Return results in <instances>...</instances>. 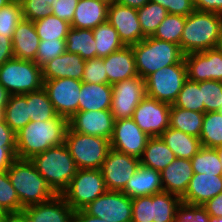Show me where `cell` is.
<instances>
[{
	"label": "cell",
	"mask_w": 222,
	"mask_h": 222,
	"mask_svg": "<svg viewBox=\"0 0 222 222\" xmlns=\"http://www.w3.org/2000/svg\"><path fill=\"white\" fill-rule=\"evenodd\" d=\"M150 138L132 118L115 120L110 139L111 148L141 158Z\"/></svg>",
	"instance_id": "15"
},
{
	"label": "cell",
	"mask_w": 222,
	"mask_h": 222,
	"mask_svg": "<svg viewBox=\"0 0 222 222\" xmlns=\"http://www.w3.org/2000/svg\"><path fill=\"white\" fill-rule=\"evenodd\" d=\"M175 158V154L161 137H150L140 158V163L144 167L161 172Z\"/></svg>",
	"instance_id": "28"
},
{
	"label": "cell",
	"mask_w": 222,
	"mask_h": 222,
	"mask_svg": "<svg viewBox=\"0 0 222 222\" xmlns=\"http://www.w3.org/2000/svg\"><path fill=\"white\" fill-rule=\"evenodd\" d=\"M204 113L170 107L169 127L180 130L186 134L200 137Z\"/></svg>",
	"instance_id": "32"
},
{
	"label": "cell",
	"mask_w": 222,
	"mask_h": 222,
	"mask_svg": "<svg viewBox=\"0 0 222 222\" xmlns=\"http://www.w3.org/2000/svg\"><path fill=\"white\" fill-rule=\"evenodd\" d=\"M199 139L203 147L218 148L222 146V112L204 113Z\"/></svg>",
	"instance_id": "35"
},
{
	"label": "cell",
	"mask_w": 222,
	"mask_h": 222,
	"mask_svg": "<svg viewBox=\"0 0 222 222\" xmlns=\"http://www.w3.org/2000/svg\"><path fill=\"white\" fill-rule=\"evenodd\" d=\"M103 58L85 60L82 82L93 84H108Z\"/></svg>",
	"instance_id": "47"
},
{
	"label": "cell",
	"mask_w": 222,
	"mask_h": 222,
	"mask_svg": "<svg viewBox=\"0 0 222 222\" xmlns=\"http://www.w3.org/2000/svg\"><path fill=\"white\" fill-rule=\"evenodd\" d=\"M92 31L96 42V58L107 57L125 46L118 32L108 21L99 24Z\"/></svg>",
	"instance_id": "34"
},
{
	"label": "cell",
	"mask_w": 222,
	"mask_h": 222,
	"mask_svg": "<svg viewBox=\"0 0 222 222\" xmlns=\"http://www.w3.org/2000/svg\"><path fill=\"white\" fill-rule=\"evenodd\" d=\"M193 3L195 10L222 15V0H193Z\"/></svg>",
	"instance_id": "54"
},
{
	"label": "cell",
	"mask_w": 222,
	"mask_h": 222,
	"mask_svg": "<svg viewBox=\"0 0 222 222\" xmlns=\"http://www.w3.org/2000/svg\"><path fill=\"white\" fill-rule=\"evenodd\" d=\"M42 67L34 61L10 59L0 66V84L9 95H23L43 88Z\"/></svg>",
	"instance_id": "6"
},
{
	"label": "cell",
	"mask_w": 222,
	"mask_h": 222,
	"mask_svg": "<svg viewBox=\"0 0 222 222\" xmlns=\"http://www.w3.org/2000/svg\"><path fill=\"white\" fill-rule=\"evenodd\" d=\"M27 104L31 121L51 120L58 115L44 88L27 93Z\"/></svg>",
	"instance_id": "36"
},
{
	"label": "cell",
	"mask_w": 222,
	"mask_h": 222,
	"mask_svg": "<svg viewBox=\"0 0 222 222\" xmlns=\"http://www.w3.org/2000/svg\"><path fill=\"white\" fill-rule=\"evenodd\" d=\"M216 48L222 53V33H221V36L218 40Z\"/></svg>",
	"instance_id": "62"
},
{
	"label": "cell",
	"mask_w": 222,
	"mask_h": 222,
	"mask_svg": "<svg viewBox=\"0 0 222 222\" xmlns=\"http://www.w3.org/2000/svg\"><path fill=\"white\" fill-rule=\"evenodd\" d=\"M187 79L200 82L222 81V53L217 49L184 55Z\"/></svg>",
	"instance_id": "16"
},
{
	"label": "cell",
	"mask_w": 222,
	"mask_h": 222,
	"mask_svg": "<svg viewBox=\"0 0 222 222\" xmlns=\"http://www.w3.org/2000/svg\"><path fill=\"white\" fill-rule=\"evenodd\" d=\"M11 2H21V0H10Z\"/></svg>",
	"instance_id": "67"
},
{
	"label": "cell",
	"mask_w": 222,
	"mask_h": 222,
	"mask_svg": "<svg viewBox=\"0 0 222 222\" xmlns=\"http://www.w3.org/2000/svg\"><path fill=\"white\" fill-rule=\"evenodd\" d=\"M150 0H115V3H119L131 8L139 9L147 4Z\"/></svg>",
	"instance_id": "59"
},
{
	"label": "cell",
	"mask_w": 222,
	"mask_h": 222,
	"mask_svg": "<svg viewBox=\"0 0 222 222\" xmlns=\"http://www.w3.org/2000/svg\"><path fill=\"white\" fill-rule=\"evenodd\" d=\"M199 209L210 218L215 219L222 217V192L208 200Z\"/></svg>",
	"instance_id": "52"
},
{
	"label": "cell",
	"mask_w": 222,
	"mask_h": 222,
	"mask_svg": "<svg viewBox=\"0 0 222 222\" xmlns=\"http://www.w3.org/2000/svg\"><path fill=\"white\" fill-rule=\"evenodd\" d=\"M131 46L135 56L137 73L143 79L169 65L185 63V54L179 45L161 41L152 36L145 37Z\"/></svg>",
	"instance_id": "5"
},
{
	"label": "cell",
	"mask_w": 222,
	"mask_h": 222,
	"mask_svg": "<svg viewBox=\"0 0 222 222\" xmlns=\"http://www.w3.org/2000/svg\"><path fill=\"white\" fill-rule=\"evenodd\" d=\"M176 158L191 159L202 147L198 137L174 128H167L160 136Z\"/></svg>",
	"instance_id": "29"
},
{
	"label": "cell",
	"mask_w": 222,
	"mask_h": 222,
	"mask_svg": "<svg viewBox=\"0 0 222 222\" xmlns=\"http://www.w3.org/2000/svg\"><path fill=\"white\" fill-rule=\"evenodd\" d=\"M73 222H108L96 216H90L84 210L74 211Z\"/></svg>",
	"instance_id": "57"
},
{
	"label": "cell",
	"mask_w": 222,
	"mask_h": 222,
	"mask_svg": "<svg viewBox=\"0 0 222 222\" xmlns=\"http://www.w3.org/2000/svg\"><path fill=\"white\" fill-rule=\"evenodd\" d=\"M13 43L12 38L0 35V66L6 61L13 59Z\"/></svg>",
	"instance_id": "56"
},
{
	"label": "cell",
	"mask_w": 222,
	"mask_h": 222,
	"mask_svg": "<svg viewBox=\"0 0 222 222\" xmlns=\"http://www.w3.org/2000/svg\"><path fill=\"white\" fill-rule=\"evenodd\" d=\"M112 85L82 82L78 111H98L111 108Z\"/></svg>",
	"instance_id": "27"
},
{
	"label": "cell",
	"mask_w": 222,
	"mask_h": 222,
	"mask_svg": "<svg viewBox=\"0 0 222 222\" xmlns=\"http://www.w3.org/2000/svg\"><path fill=\"white\" fill-rule=\"evenodd\" d=\"M182 208L181 198L174 194L163 191L152 195L153 222H177Z\"/></svg>",
	"instance_id": "30"
},
{
	"label": "cell",
	"mask_w": 222,
	"mask_h": 222,
	"mask_svg": "<svg viewBox=\"0 0 222 222\" xmlns=\"http://www.w3.org/2000/svg\"><path fill=\"white\" fill-rule=\"evenodd\" d=\"M16 159V146H0V172L6 171Z\"/></svg>",
	"instance_id": "53"
},
{
	"label": "cell",
	"mask_w": 222,
	"mask_h": 222,
	"mask_svg": "<svg viewBox=\"0 0 222 222\" xmlns=\"http://www.w3.org/2000/svg\"><path fill=\"white\" fill-rule=\"evenodd\" d=\"M108 6L101 0H78L70 26L90 30L96 28L107 21Z\"/></svg>",
	"instance_id": "26"
},
{
	"label": "cell",
	"mask_w": 222,
	"mask_h": 222,
	"mask_svg": "<svg viewBox=\"0 0 222 222\" xmlns=\"http://www.w3.org/2000/svg\"><path fill=\"white\" fill-rule=\"evenodd\" d=\"M153 3L160 4L168 14L188 16L194 8L193 0H150Z\"/></svg>",
	"instance_id": "49"
},
{
	"label": "cell",
	"mask_w": 222,
	"mask_h": 222,
	"mask_svg": "<svg viewBox=\"0 0 222 222\" xmlns=\"http://www.w3.org/2000/svg\"><path fill=\"white\" fill-rule=\"evenodd\" d=\"M106 191L101 169H78L61 196L77 211L83 210Z\"/></svg>",
	"instance_id": "8"
},
{
	"label": "cell",
	"mask_w": 222,
	"mask_h": 222,
	"mask_svg": "<svg viewBox=\"0 0 222 222\" xmlns=\"http://www.w3.org/2000/svg\"><path fill=\"white\" fill-rule=\"evenodd\" d=\"M122 192L129 198L161 193L163 192L161 173L140 165Z\"/></svg>",
	"instance_id": "25"
},
{
	"label": "cell",
	"mask_w": 222,
	"mask_h": 222,
	"mask_svg": "<svg viewBox=\"0 0 222 222\" xmlns=\"http://www.w3.org/2000/svg\"><path fill=\"white\" fill-rule=\"evenodd\" d=\"M131 222H153L152 195L132 198Z\"/></svg>",
	"instance_id": "48"
},
{
	"label": "cell",
	"mask_w": 222,
	"mask_h": 222,
	"mask_svg": "<svg viewBox=\"0 0 222 222\" xmlns=\"http://www.w3.org/2000/svg\"><path fill=\"white\" fill-rule=\"evenodd\" d=\"M66 51L80 55L84 60L96 58L93 31L71 27L66 36Z\"/></svg>",
	"instance_id": "31"
},
{
	"label": "cell",
	"mask_w": 222,
	"mask_h": 222,
	"mask_svg": "<svg viewBox=\"0 0 222 222\" xmlns=\"http://www.w3.org/2000/svg\"><path fill=\"white\" fill-rule=\"evenodd\" d=\"M9 94L6 89L0 84V120L3 119V111L8 101Z\"/></svg>",
	"instance_id": "60"
},
{
	"label": "cell",
	"mask_w": 222,
	"mask_h": 222,
	"mask_svg": "<svg viewBox=\"0 0 222 222\" xmlns=\"http://www.w3.org/2000/svg\"><path fill=\"white\" fill-rule=\"evenodd\" d=\"M199 88L204 103V113L220 111L222 106V81H200Z\"/></svg>",
	"instance_id": "42"
},
{
	"label": "cell",
	"mask_w": 222,
	"mask_h": 222,
	"mask_svg": "<svg viewBox=\"0 0 222 222\" xmlns=\"http://www.w3.org/2000/svg\"><path fill=\"white\" fill-rule=\"evenodd\" d=\"M140 165L139 158L111 148L101 166L107 191H122Z\"/></svg>",
	"instance_id": "12"
},
{
	"label": "cell",
	"mask_w": 222,
	"mask_h": 222,
	"mask_svg": "<svg viewBox=\"0 0 222 222\" xmlns=\"http://www.w3.org/2000/svg\"><path fill=\"white\" fill-rule=\"evenodd\" d=\"M160 173L163 191L180 198L185 195L194 174L191 160L184 158H175Z\"/></svg>",
	"instance_id": "21"
},
{
	"label": "cell",
	"mask_w": 222,
	"mask_h": 222,
	"mask_svg": "<svg viewBox=\"0 0 222 222\" xmlns=\"http://www.w3.org/2000/svg\"><path fill=\"white\" fill-rule=\"evenodd\" d=\"M137 12L142 33L145 37L153 36L158 26L168 15V12L164 7L151 1L137 9Z\"/></svg>",
	"instance_id": "38"
},
{
	"label": "cell",
	"mask_w": 222,
	"mask_h": 222,
	"mask_svg": "<svg viewBox=\"0 0 222 222\" xmlns=\"http://www.w3.org/2000/svg\"><path fill=\"white\" fill-rule=\"evenodd\" d=\"M145 96V79L139 75L113 84L110 111L114 119L132 118L136 107Z\"/></svg>",
	"instance_id": "10"
},
{
	"label": "cell",
	"mask_w": 222,
	"mask_h": 222,
	"mask_svg": "<svg viewBox=\"0 0 222 222\" xmlns=\"http://www.w3.org/2000/svg\"><path fill=\"white\" fill-rule=\"evenodd\" d=\"M8 211L0 205V221L5 217Z\"/></svg>",
	"instance_id": "61"
},
{
	"label": "cell",
	"mask_w": 222,
	"mask_h": 222,
	"mask_svg": "<svg viewBox=\"0 0 222 222\" xmlns=\"http://www.w3.org/2000/svg\"><path fill=\"white\" fill-rule=\"evenodd\" d=\"M43 81V88L47 92L56 113L69 120L78 112L82 81L72 78Z\"/></svg>",
	"instance_id": "11"
},
{
	"label": "cell",
	"mask_w": 222,
	"mask_h": 222,
	"mask_svg": "<svg viewBox=\"0 0 222 222\" xmlns=\"http://www.w3.org/2000/svg\"><path fill=\"white\" fill-rule=\"evenodd\" d=\"M34 23L40 41L66 39L71 28L70 23L51 14Z\"/></svg>",
	"instance_id": "37"
},
{
	"label": "cell",
	"mask_w": 222,
	"mask_h": 222,
	"mask_svg": "<svg viewBox=\"0 0 222 222\" xmlns=\"http://www.w3.org/2000/svg\"><path fill=\"white\" fill-rule=\"evenodd\" d=\"M30 161L57 195L68 187L78 170L65 143L33 156Z\"/></svg>",
	"instance_id": "4"
},
{
	"label": "cell",
	"mask_w": 222,
	"mask_h": 222,
	"mask_svg": "<svg viewBox=\"0 0 222 222\" xmlns=\"http://www.w3.org/2000/svg\"><path fill=\"white\" fill-rule=\"evenodd\" d=\"M10 2V0H0V8L6 6Z\"/></svg>",
	"instance_id": "64"
},
{
	"label": "cell",
	"mask_w": 222,
	"mask_h": 222,
	"mask_svg": "<svg viewBox=\"0 0 222 222\" xmlns=\"http://www.w3.org/2000/svg\"><path fill=\"white\" fill-rule=\"evenodd\" d=\"M0 222H28L25 211L8 212Z\"/></svg>",
	"instance_id": "58"
},
{
	"label": "cell",
	"mask_w": 222,
	"mask_h": 222,
	"mask_svg": "<svg viewBox=\"0 0 222 222\" xmlns=\"http://www.w3.org/2000/svg\"><path fill=\"white\" fill-rule=\"evenodd\" d=\"M222 33V15L194 10L186 17L181 50L187 55L216 48Z\"/></svg>",
	"instance_id": "2"
},
{
	"label": "cell",
	"mask_w": 222,
	"mask_h": 222,
	"mask_svg": "<svg viewBox=\"0 0 222 222\" xmlns=\"http://www.w3.org/2000/svg\"><path fill=\"white\" fill-rule=\"evenodd\" d=\"M171 104L145 96L136 107L132 119L150 137H160L169 128Z\"/></svg>",
	"instance_id": "14"
},
{
	"label": "cell",
	"mask_w": 222,
	"mask_h": 222,
	"mask_svg": "<svg viewBox=\"0 0 222 222\" xmlns=\"http://www.w3.org/2000/svg\"><path fill=\"white\" fill-rule=\"evenodd\" d=\"M12 43L14 58L35 62L40 38L33 21L22 19L17 24Z\"/></svg>",
	"instance_id": "24"
},
{
	"label": "cell",
	"mask_w": 222,
	"mask_h": 222,
	"mask_svg": "<svg viewBox=\"0 0 222 222\" xmlns=\"http://www.w3.org/2000/svg\"><path fill=\"white\" fill-rule=\"evenodd\" d=\"M103 63L110 85L138 76L132 46H124L104 57Z\"/></svg>",
	"instance_id": "23"
},
{
	"label": "cell",
	"mask_w": 222,
	"mask_h": 222,
	"mask_svg": "<svg viewBox=\"0 0 222 222\" xmlns=\"http://www.w3.org/2000/svg\"><path fill=\"white\" fill-rule=\"evenodd\" d=\"M177 222H215L213 218L206 216L198 208L183 207L178 216Z\"/></svg>",
	"instance_id": "51"
},
{
	"label": "cell",
	"mask_w": 222,
	"mask_h": 222,
	"mask_svg": "<svg viewBox=\"0 0 222 222\" xmlns=\"http://www.w3.org/2000/svg\"><path fill=\"white\" fill-rule=\"evenodd\" d=\"M214 221H215V222H222V217H220V218H215Z\"/></svg>",
	"instance_id": "66"
},
{
	"label": "cell",
	"mask_w": 222,
	"mask_h": 222,
	"mask_svg": "<svg viewBox=\"0 0 222 222\" xmlns=\"http://www.w3.org/2000/svg\"><path fill=\"white\" fill-rule=\"evenodd\" d=\"M186 80L185 63L169 65L145 78L146 96L172 105Z\"/></svg>",
	"instance_id": "9"
},
{
	"label": "cell",
	"mask_w": 222,
	"mask_h": 222,
	"mask_svg": "<svg viewBox=\"0 0 222 222\" xmlns=\"http://www.w3.org/2000/svg\"><path fill=\"white\" fill-rule=\"evenodd\" d=\"M23 19L21 4L10 2L0 8V35L12 38L17 24Z\"/></svg>",
	"instance_id": "43"
},
{
	"label": "cell",
	"mask_w": 222,
	"mask_h": 222,
	"mask_svg": "<svg viewBox=\"0 0 222 222\" xmlns=\"http://www.w3.org/2000/svg\"><path fill=\"white\" fill-rule=\"evenodd\" d=\"M222 192V174L194 173L185 195L183 207L200 208L208 200Z\"/></svg>",
	"instance_id": "19"
},
{
	"label": "cell",
	"mask_w": 222,
	"mask_h": 222,
	"mask_svg": "<svg viewBox=\"0 0 222 222\" xmlns=\"http://www.w3.org/2000/svg\"><path fill=\"white\" fill-rule=\"evenodd\" d=\"M173 105L182 109L204 113V103L199 82L187 79Z\"/></svg>",
	"instance_id": "41"
},
{
	"label": "cell",
	"mask_w": 222,
	"mask_h": 222,
	"mask_svg": "<svg viewBox=\"0 0 222 222\" xmlns=\"http://www.w3.org/2000/svg\"><path fill=\"white\" fill-rule=\"evenodd\" d=\"M55 0H21V10L23 19L37 21L52 14L50 5Z\"/></svg>",
	"instance_id": "45"
},
{
	"label": "cell",
	"mask_w": 222,
	"mask_h": 222,
	"mask_svg": "<svg viewBox=\"0 0 222 222\" xmlns=\"http://www.w3.org/2000/svg\"><path fill=\"white\" fill-rule=\"evenodd\" d=\"M107 21L118 32L119 38L125 46L137 44L145 38L135 8L112 3L108 6Z\"/></svg>",
	"instance_id": "17"
},
{
	"label": "cell",
	"mask_w": 222,
	"mask_h": 222,
	"mask_svg": "<svg viewBox=\"0 0 222 222\" xmlns=\"http://www.w3.org/2000/svg\"><path fill=\"white\" fill-rule=\"evenodd\" d=\"M115 119L110 111H78L69 119V127L82 134L111 139Z\"/></svg>",
	"instance_id": "18"
},
{
	"label": "cell",
	"mask_w": 222,
	"mask_h": 222,
	"mask_svg": "<svg viewBox=\"0 0 222 222\" xmlns=\"http://www.w3.org/2000/svg\"><path fill=\"white\" fill-rule=\"evenodd\" d=\"M186 16L168 14L163 22L158 26L152 37L174 43L181 48V37L185 26Z\"/></svg>",
	"instance_id": "39"
},
{
	"label": "cell",
	"mask_w": 222,
	"mask_h": 222,
	"mask_svg": "<svg viewBox=\"0 0 222 222\" xmlns=\"http://www.w3.org/2000/svg\"><path fill=\"white\" fill-rule=\"evenodd\" d=\"M77 3L78 0H55L50 9L53 15L71 24Z\"/></svg>",
	"instance_id": "50"
},
{
	"label": "cell",
	"mask_w": 222,
	"mask_h": 222,
	"mask_svg": "<svg viewBox=\"0 0 222 222\" xmlns=\"http://www.w3.org/2000/svg\"><path fill=\"white\" fill-rule=\"evenodd\" d=\"M0 205L8 212L22 211L24 208L11 184L7 170L0 172Z\"/></svg>",
	"instance_id": "44"
},
{
	"label": "cell",
	"mask_w": 222,
	"mask_h": 222,
	"mask_svg": "<svg viewBox=\"0 0 222 222\" xmlns=\"http://www.w3.org/2000/svg\"><path fill=\"white\" fill-rule=\"evenodd\" d=\"M193 173L222 174L219 154L216 148L201 147L190 159Z\"/></svg>",
	"instance_id": "40"
},
{
	"label": "cell",
	"mask_w": 222,
	"mask_h": 222,
	"mask_svg": "<svg viewBox=\"0 0 222 222\" xmlns=\"http://www.w3.org/2000/svg\"><path fill=\"white\" fill-rule=\"evenodd\" d=\"M66 51V39L40 41L35 63L42 67L48 61L62 55Z\"/></svg>",
	"instance_id": "46"
},
{
	"label": "cell",
	"mask_w": 222,
	"mask_h": 222,
	"mask_svg": "<svg viewBox=\"0 0 222 222\" xmlns=\"http://www.w3.org/2000/svg\"><path fill=\"white\" fill-rule=\"evenodd\" d=\"M3 119L15 133L31 121L27 104V93L23 95H9L3 111Z\"/></svg>",
	"instance_id": "33"
},
{
	"label": "cell",
	"mask_w": 222,
	"mask_h": 222,
	"mask_svg": "<svg viewBox=\"0 0 222 222\" xmlns=\"http://www.w3.org/2000/svg\"><path fill=\"white\" fill-rule=\"evenodd\" d=\"M7 174L24 208L47 202L57 195L30 159L16 158L7 169Z\"/></svg>",
	"instance_id": "3"
},
{
	"label": "cell",
	"mask_w": 222,
	"mask_h": 222,
	"mask_svg": "<svg viewBox=\"0 0 222 222\" xmlns=\"http://www.w3.org/2000/svg\"><path fill=\"white\" fill-rule=\"evenodd\" d=\"M217 151H218V154H219V160H220V163H221V167H222V146L216 148Z\"/></svg>",
	"instance_id": "63"
},
{
	"label": "cell",
	"mask_w": 222,
	"mask_h": 222,
	"mask_svg": "<svg viewBox=\"0 0 222 222\" xmlns=\"http://www.w3.org/2000/svg\"><path fill=\"white\" fill-rule=\"evenodd\" d=\"M0 146H16V133L4 119L0 120Z\"/></svg>",
	"instance_id": "55"
},
{
	"label": "cell",
	"mask_w": 222,
	"mask_h": 222,
	"mask_svg": "<svg viewBox=\"0 0 222 222\" xmlns=\"http://www.w3.org/2000/svg\"><path fill=\"white\" fill-rule=\"evenodd\" d=\"M28 222H73L74 210L61 195L23 208Z\"/></svg>",
	"instance_id": "20"
},
{
	"label": "cell",
	"mask_w": 222,
	"mask_h": 222,
	"mask_svg": "<svg viewBox=\"0 0 222 222\" xmlns=\"http://www.w3.org/2000/svg\"><path fill=\"white\" fill-rule=\"evenodd\" d=\"M83 210L108 222H131L132 198L122 191H106Z\"/></svg>",
	"instance_id": "13"
},
{
	"label": "cell",
	"mask_w": 222,
	"mask_h": 222,
	"mask_svg": "<svg viewBox=\"0 0 222 222\" xmlns=\"http://www.w3.org/2000/svg\"><path fill=\"white\" fill-rule=\"evenodd\" d=\"M64 143L77 169H101L111 149L110 140L77 133L70 127L67 130Z\"/></svg>",
	"instance_id": "7"
},
{
	"label": "cell",
	"mask_w": 222,
	"mask_h": 222,
	"mask_svg": "<svg viewBox=\"0 0 222 222\" xmlns=\"http://www.w3.org/2000/svg\"><path fill=\"white\" fill-rule=\"evenodd\" d=\"M85 60L78 54L65 51L42 66L43 80L72 78L82 81Z\"/></svg>",
	"instance_id": "22"
},
{
	"label": "cell",
	"mask_w": 222,
	"mask_h": 222,
	"mask_svg": "<svg viewBox=\"0 0 222 222\" xmlns=\"http://www.w3.org/2000/svg\"><path fill=\"white\" fill-rule=\"evenodd\" d=\"M69 120L57 115L46 121H29L16 133V158L31 159L65 141Z\"/></svg>",
	"instance_id": "1"
},
{
	"label": "cell",
	"mask_w": 222,
	"mask_h": 222,
	"mask_svg": "<svg viewBox=\"0 0 222 222\" xmlns=\"http://www.w3.org/2000/svg\"><path fill=\"white\" fill-rule=\"evenodd\" d=\"M101 1H104L109 5L112 4V3H115V0H101Z\"/></svg>",
	"instance_id": "65"
}]
</instances>
